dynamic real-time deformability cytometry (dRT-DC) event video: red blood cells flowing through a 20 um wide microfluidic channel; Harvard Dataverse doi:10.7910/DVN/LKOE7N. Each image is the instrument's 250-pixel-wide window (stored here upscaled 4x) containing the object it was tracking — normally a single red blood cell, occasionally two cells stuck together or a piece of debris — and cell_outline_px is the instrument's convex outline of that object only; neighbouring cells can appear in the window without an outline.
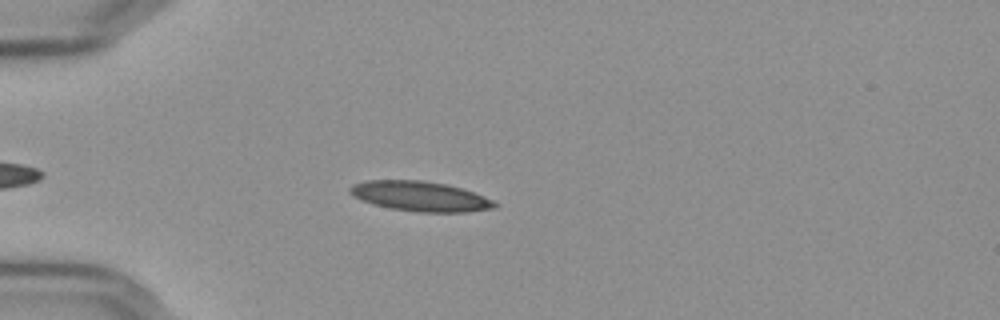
{"species": "Egyptian fruit bat (a non-hibernating species)", "species_latin": "Rousettus aegyptiacus", "temperature_condition": "cold", "stored_images_in_passage": 47, "camera_frame_rate_fps": 3000, "um_per_image_px": 0.085, "frame": {"image": 1, "passage_image": 10, "time_ms": 3.0, "image_size_px": [1000, 320], "cell_outline_px": [[496, 208], [468, 212], [420, 212], [388, 208], [372, 204], [360, 200], [352, 196], [348, 192], [348, 188], [352, 184], [364, 180], [420, 180], [448, 184], [472, 192], [492, 200], [496, 204]], "centroid_in_image_um": [35.63, 16.68], "position_along_channel_um": 49.4, "area_um2": 25.37}}
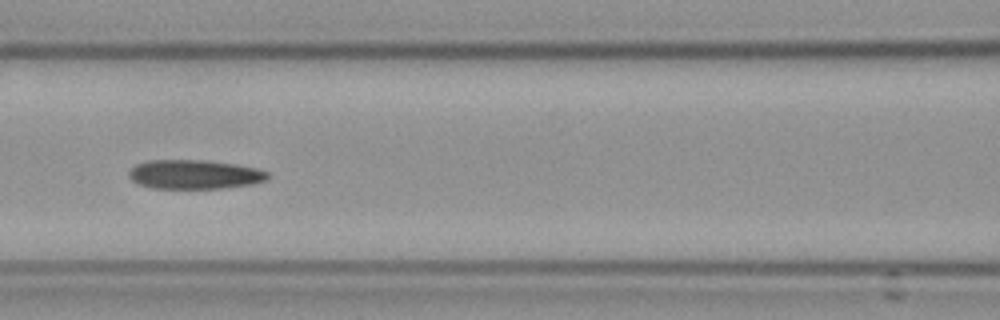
{"frame": {"image": 2, "passage_image": 20, "time_ms": 6.333, "image_size_px": [1000, 320], "cell_outline_px": [[268, 180], [252, 184], [224, 188], [152, 188], [136, 184], [128, 176], [128, 172], [136, 164], [148, 160], [204, 160], [236, 164], [256, 168], [268, 172]], "centroid_in_image_um": [16.51, 14.82], "position_along_channel_um": 150.1, "area_um2": 23.7}}
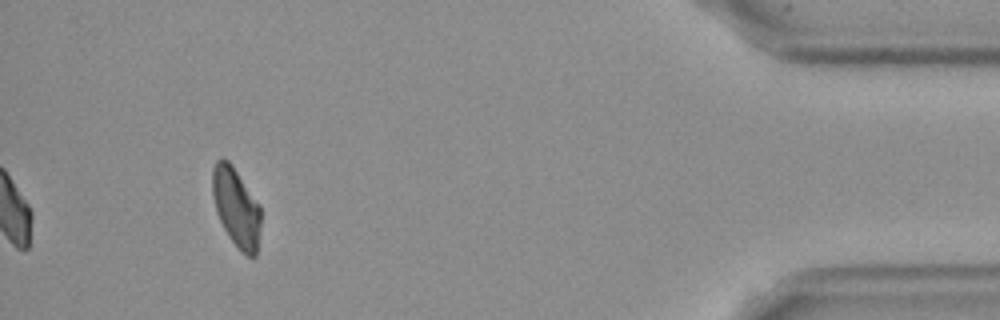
{"frame": {"image": 3, "passage_image": 47, "time_ms": 15.333, "image_size_px": [1000, 320], "cell_outline_px": [[260, 228], [256, 256], [248, 256], [228, 236], [216, 212], [212, 192], [212, 168], [216, 160], [220, 156], [224, 156], [232, 164], [260, 204]], "centroid_in_image_um": [20.06, 17.54], "position_along_channel_um": 415.1, "area_um2": 22.31}, "authors_computed_cell_mechanics": {"area_um2": 23.7558, "velocity_mm_per_s": 3.5879, "shape_relaxation_time_tau1_ms": null, "shape_relaxation_time_tau2_ms": 7.9702, "deformation_change_tau1": null, "deformation_change_tau2": 0.1668}}